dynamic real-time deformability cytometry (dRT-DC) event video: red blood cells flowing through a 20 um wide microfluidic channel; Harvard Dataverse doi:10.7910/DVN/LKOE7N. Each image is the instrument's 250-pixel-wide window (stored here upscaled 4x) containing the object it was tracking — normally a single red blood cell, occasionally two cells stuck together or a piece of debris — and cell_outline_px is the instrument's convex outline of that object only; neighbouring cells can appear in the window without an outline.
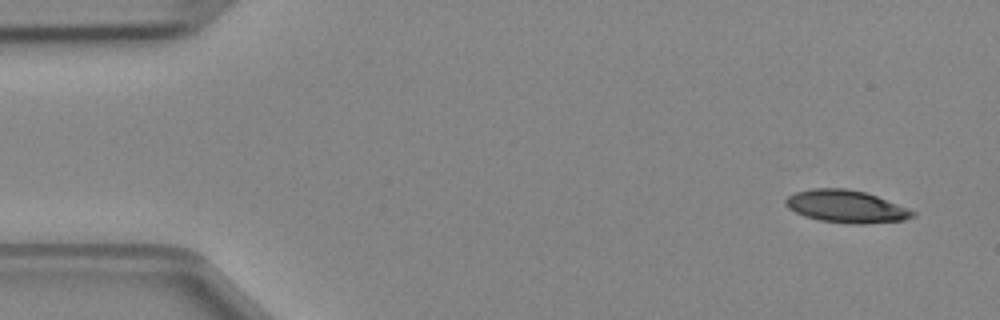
{"species": "Egyptian fruit bat (a non-hibernating species)", "species_latin": "Rousettus aegyptiacus", "temperature_condition": "cold", "stored_images_in_passage": 6, "camera_frame_rate_fps": 3000, "um_per_image_px": 0.085, "animal": {"sex": "female"}, "frame": {"image": 1, "passage_image": 1, "time_ms": 0.0, "image_size_px": [1000, 320], "cell_outline_px": [[916, 216], [904, 220], [864, 224], [852, 224], [820, 220], [804, 216], [788, 208], [784, 204], [784, 200], [788, 196], [796, 192], [812, 188], [844, 188], [864, 192], [876, 196], [908, 208], [916, 212]], "centroid_in_image_um": [71.91, 17.55], "position_along_channel_um": 13.1, "area_um2": 23.99}}
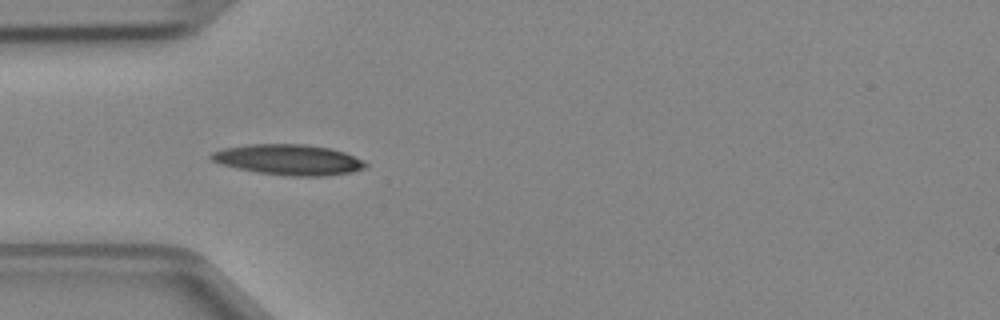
{"frame": {"image": 2, "passage_image": 4, "time_ms": 1.0, "image_size_px": [1000, 320], "cell_outline_px": [[368, 168], [352, 172], [324, 176], [288, 176], [260, 172], [236, 168], [220, 164], [212, 160], [208, 156], [212, 152], [224, 148], [248, 144], [304, 144], [332, 148], [344, 152], [364, 160], [368, 164]], "centroid_in_image_um": [24.57, 13.57], "position_along_channel_um": 60.4, "area_um2": 27.63}}